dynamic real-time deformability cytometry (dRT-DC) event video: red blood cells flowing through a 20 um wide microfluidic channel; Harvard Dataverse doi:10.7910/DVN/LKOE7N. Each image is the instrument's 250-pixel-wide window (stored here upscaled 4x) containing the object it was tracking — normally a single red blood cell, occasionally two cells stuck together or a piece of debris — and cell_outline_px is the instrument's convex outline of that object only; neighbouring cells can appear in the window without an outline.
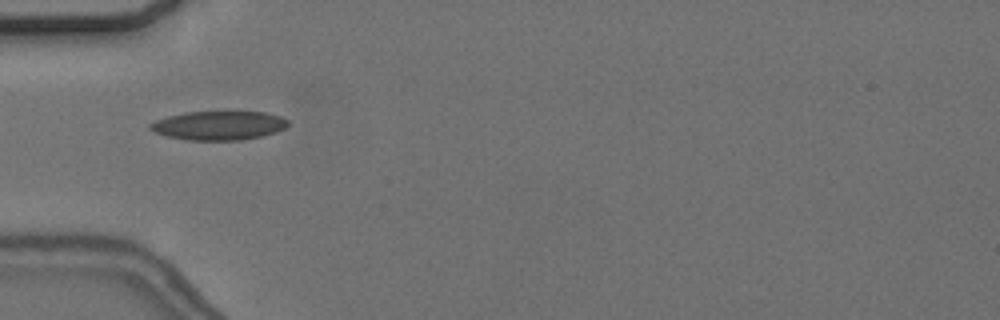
{"species": "common noctule bat (a hibernating species)", "species_latin": "Nyctalus noctula", "temperature_condition": "cold", "stored_images_in_passage": 39, "camera_frame_rate_fps": 3000, "um_per_image_px": 0.085, "animal": {"sex": "female", "body_mass_g": 24.6, "forearm_length_mm": 56.2}, "frame": {"image": 1, "passage_image": 1, "time_ms": 0.0, "image_size_px": [1000, 320], "cell_outline_px": [[288, 124], [284, 128], [276, 132], [264, 136], [240, 140], [184, 140], [164, 136], [148, 128], [148, 124], [156, 120], [168, 116], [184, 112], [268, 112], [280, 116], [288, 120]], "centroid_in_image_um": [18.58, 10.67], "position_along_channel_um": 66.4, "area_um2": 23.41}}
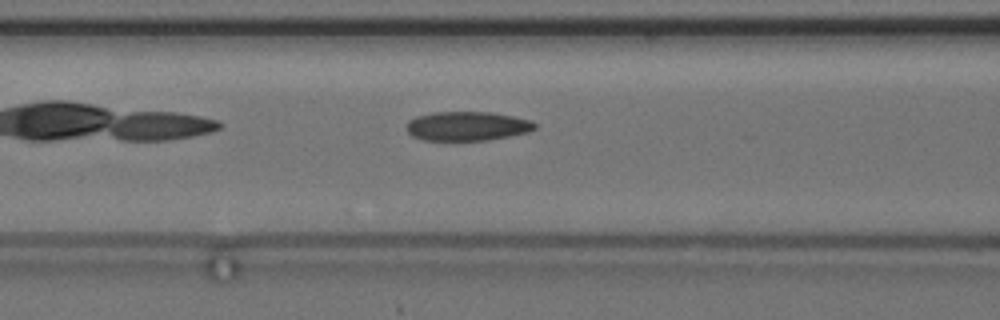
{"frame": {"image": 2, "passage_image": 6, "time_ms": 1.667, "image_size_px": [1000, 320], "cell_outline_px": [[536, 128], [528, 132], [488, 140], [424, 140], [412, 136], [408, 132], [408, 120], [416, 116], [432, 112], [492, 112], [532, 120], [536, 124]], "centroid_in_image_um": [39.72, 10.71], "position_along_channel_um": 126.9, "area_um2": 21.79}}
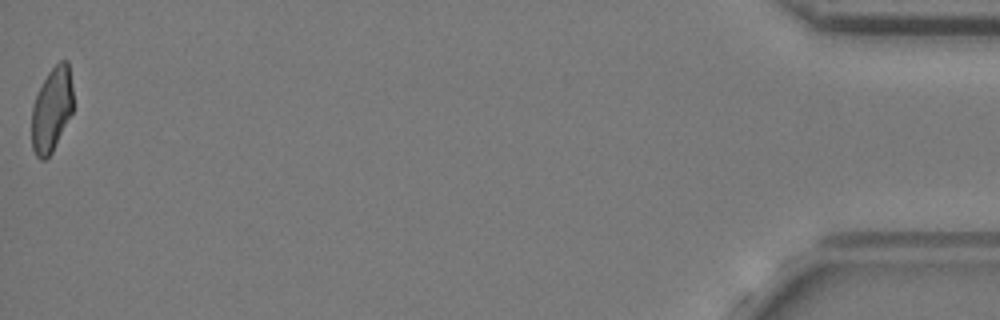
{"frame": {"image": 3, "passage_image": 39, "time_ms": 12.667, "image_size_px": [1000, 320], "cell_outline_px": [[72, 112], [52, 152], [44, 160], [40, 160], [36, 156], [32, 148], [32, 108], [36, 96], [48, 72], [60, 60], [68, 60], [72, 84]], "centroid_in_image_um": [4.39, 9.31], "position_along_channel_um": 430.8, "area_um2": 20.17}, "authors_computed_cell_mechanics": {"area_um2": 21.8484, "velocity_mm_per_s": 3.6533, "shape_relaxation_time_tau1_ms": 9.1499, "shape_relaxation_time_tau2_ms": 2.9055, "deformation_change_tau1": 0.191, "deformation_change_tau2": 0.1117}}